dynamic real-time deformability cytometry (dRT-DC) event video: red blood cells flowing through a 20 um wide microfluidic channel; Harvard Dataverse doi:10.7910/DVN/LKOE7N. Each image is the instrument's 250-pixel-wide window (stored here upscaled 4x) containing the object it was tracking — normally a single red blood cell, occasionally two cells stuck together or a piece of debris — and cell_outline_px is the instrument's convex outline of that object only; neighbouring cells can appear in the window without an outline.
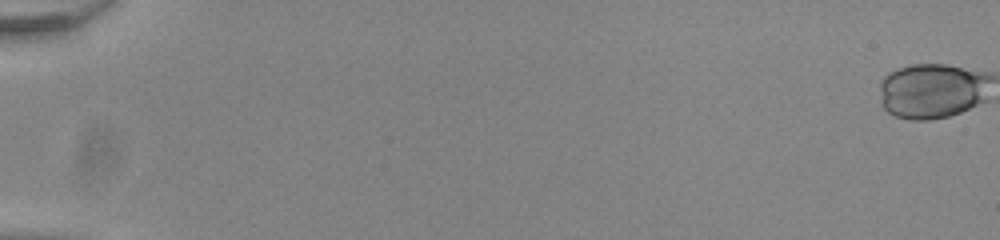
{"species": "common noctule bat (a hibernating species)", "species_latin": "Nyctalus noctula", "temperature_condition": "room temperature", "stored_images_in_passage": 55, "camera_frame_rate_fps": 3000, "um_per_image_px": 0.085, "animal": {"sex": "male", "body_mass_g": 20.0, "forearm_length_mm": 53.3}, "frame": {"image": 1, "passage_image": 1, "time_ms": 0.0, "image_size_px": [1000, 240], "cell_outline_px": [[980, 76], [976, 100], [968, 108], [948, 116], [900, 116], [892, 112], [884, 104], [884, 80], [892, 72], [904, 68], [920, 64], [940, 64], [960, 68]], "centroid_in_image_um": [79.07, 7.69], "position_along_channel_um": 5.9, "area_um2": 30.52}}